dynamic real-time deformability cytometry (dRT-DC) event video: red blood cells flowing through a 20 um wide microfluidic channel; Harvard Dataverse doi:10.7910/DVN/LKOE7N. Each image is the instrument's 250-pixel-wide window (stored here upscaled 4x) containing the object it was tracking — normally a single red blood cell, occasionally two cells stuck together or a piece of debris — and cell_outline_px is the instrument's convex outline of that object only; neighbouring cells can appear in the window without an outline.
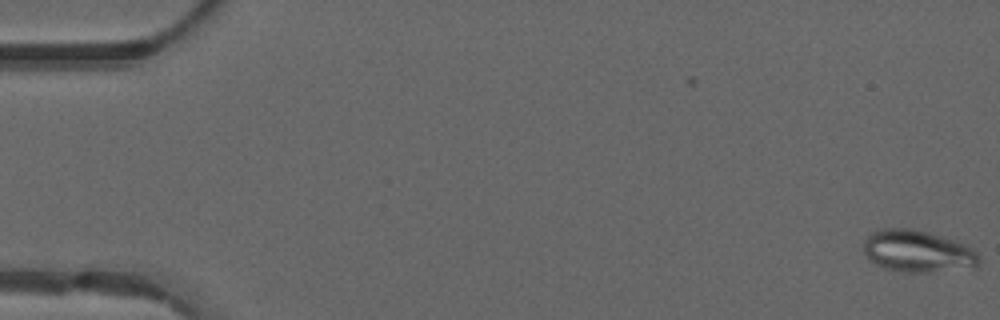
{"species": "common noctule bat (a hibernating species)", "species_latin": "Nyctalus noctula", "temperature_condition": "warm", "stored_images_in_passage": 4, "camera_frame_rate_fps": 3000, "um_per_image_px": 0.085, "animal": {"sex": "male", "forearm_length_mm": 52.5}, "frame": {"image": 1, "passage_image": 4, "time_ms": 1.0, "image_size_px": [1000, 320], "cell_outline_px": [[980, 260], [976, 268], [932, 272], [904, 272], [884, 268], [876, 264], [864, 252], [864, 240], [872, 232], [880, 228], [912, 228], [928, 232], [964, 244], [976, 252], [980, 256]], "centroid_in_image_um": [78.02, 21.36], "position_along_channel_um": 7.0, "area_um2": 28.26}}